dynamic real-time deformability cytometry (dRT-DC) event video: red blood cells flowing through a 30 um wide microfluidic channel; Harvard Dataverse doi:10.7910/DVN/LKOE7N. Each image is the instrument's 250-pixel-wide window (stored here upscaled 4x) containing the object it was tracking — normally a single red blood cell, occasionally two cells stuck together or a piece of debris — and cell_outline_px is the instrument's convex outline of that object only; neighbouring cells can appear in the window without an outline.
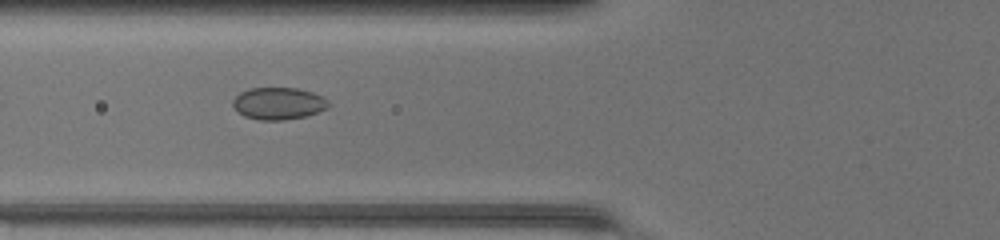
{"species": "common noctule bat (a hibernating species)", "species_latin": "Nyctalus noctula", "temperature_condition": "warm", "stored_images_in_passage": 30, "camera_frame_rate_fps": 3000, "um_per_image_px": 0.085, "animal": {"sex": "female", "body_mass_g": 17.0, "forearm_length_mm": 48.0}, "frame": {"image": 1, "passage_image": 8, "time_ms": 2.333, "image_size_px": [1000, 240], "cell_outline_px": [[328, 104], [324, 108], [316, 112], [304, 116], [280, 120], [260, 120], [244, 116], [232, 104], [232, 100], [240, 92], [252, 88], [296, 88], [312, 92], [320, 96]], "centroid_in_image_um": [23.6, 8.78], "position_along_channel_um": 102.2, "area_um2": 17.34}}
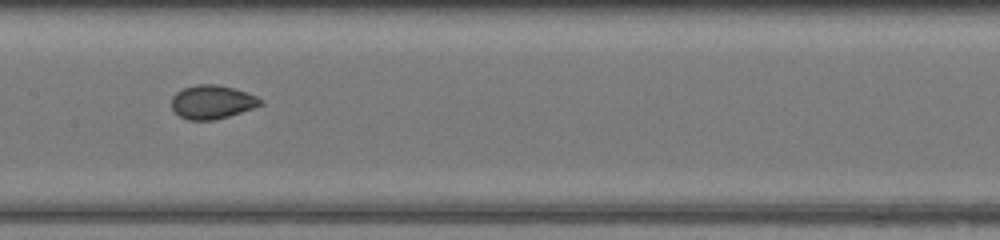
{"frame": {"image": 2, "passage_image": 14, "time_ms": 4.333, "image_size_px": [1000, 240], "cell_outline_px": [[264, 104], [228, 116], [212, 120], [188, 120], [180, 116], [172, 108], [172, 96], [176, 92], [184, 88], [196, 84], [216, 84], [232, 88], [256, 96]], "centroid_in_image_um": [17.99, 8.67], "position_along_channel_um": 189.4, "area_um2": 17.17}}
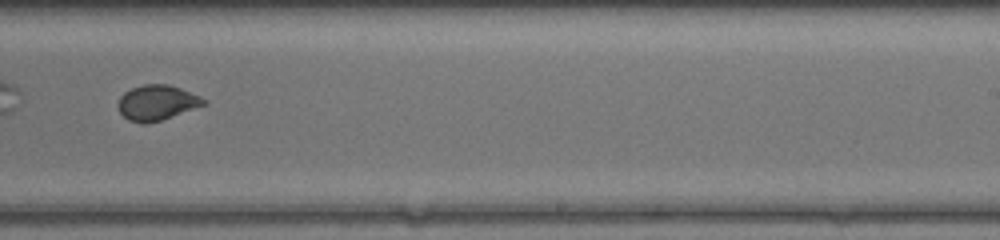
{"frame": {"image": 3, "passage_image": 20, "time_ms": 6.333, "image_size_px": [1000, 240], "cell_outline_px": [[208, 104], [160, 120], [144, 124], [140, 124], [128, 120], [120, 112], [120, 96], [124, 92], [132, 88], [144, 84], [168, 84], [180, 88], [204, 100]], "centroid_in_image_um": [13.32, 8.73], "position_along_channel_um": 275.7, "area_um2": 17.17}}